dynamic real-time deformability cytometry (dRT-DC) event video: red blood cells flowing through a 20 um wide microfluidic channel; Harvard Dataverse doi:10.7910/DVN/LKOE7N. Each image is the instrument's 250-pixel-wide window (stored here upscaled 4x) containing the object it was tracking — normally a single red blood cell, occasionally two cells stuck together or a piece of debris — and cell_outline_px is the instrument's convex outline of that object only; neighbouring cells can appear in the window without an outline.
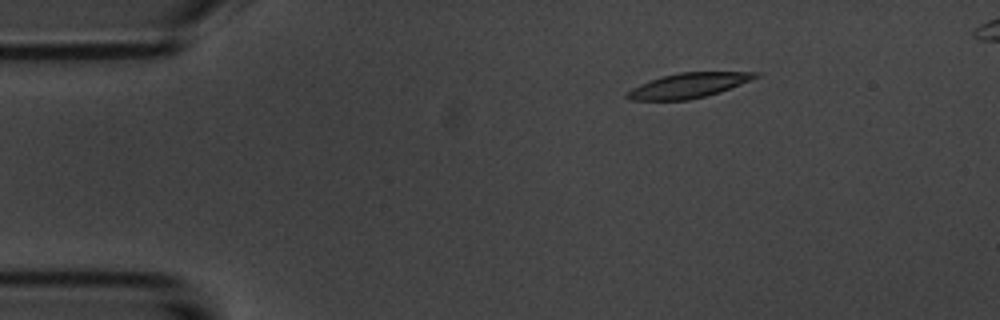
{"species": "common noctule bat (a hibernating species)", "species_latin": "Nyctalus noctula", "temperature_condition": "room temperature", "stored_images_in_passage": 47, "camera_frame_rate_fps": 3000, "um_per_image_px": 0.085, "animal": {"sex": "male", "body_mass_g": 20.1, "forearm_length_mm": 53.5}, "frame": {"image": 1, "passage_image": 1, "time_ms": 0.0, "image_size_px": [1000, 320], "cell_outline_px": [[760, 76], [720, 92], [688, 100], [632, 100], [624, 96], [624, 92], [640, 84], [664, 76], [680, 72], [760, 72]], "centroid_in_image_um": [58.5, 7.27], "position_along_channel_um": 26.5, "area_um2": 18.38}}
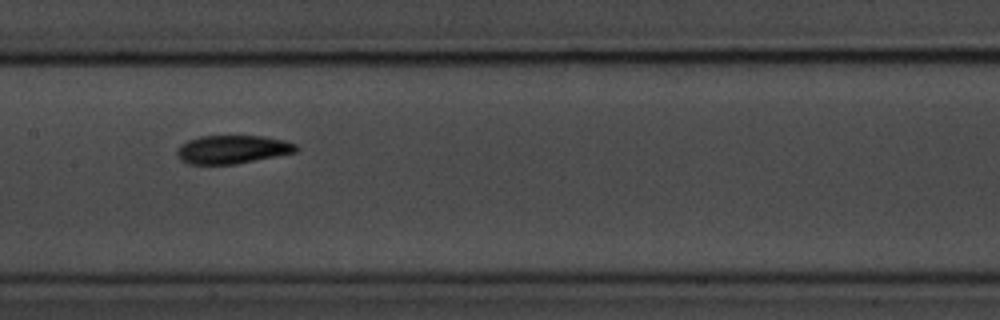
{"frame": {"image": 2, "passage_image": 19, "time_ms": 6.0, "image_size_px": [1000, 320], "cell_outline_px": [[300, 148], [296, 152], [236, 164], [188, 164], [180, 160], [176, 152], [176, 148], [180, 144], [188, 140], [200, 136], [264, 136], [284, 140], [296, 144]], "centroid_in_image_um": [19.74, 12.7], "position_along_channel_um": 187.7, "area_um2": 19.83}}
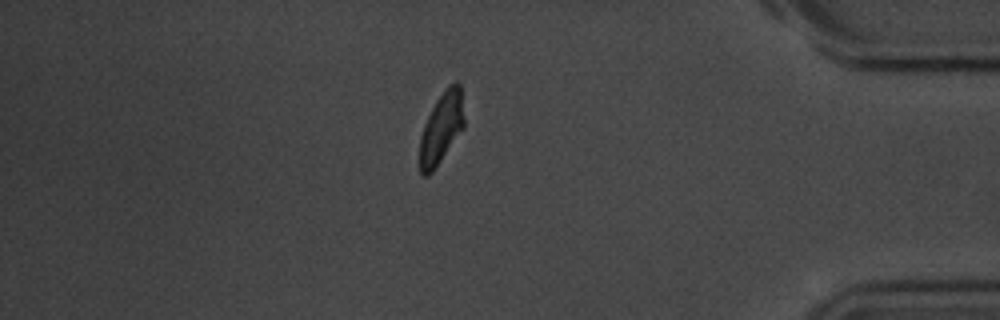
{"frame": {"image": 3, "passage_image": 39, "time_ms": 12.667, "image_size_px": [1000, 320], "cell_outline_px": [[464, 128], [432, 172], [428, 176], [424, 176], [420, 172], [420, 136], [424, 124], [436, 100], [448, 84], [456, 80], [460, 84], [464, 120]], "centroid_in_image_um": [37.52, 10.86], "position_along_channel_um": 397.7, "area_um2": 18.32}}